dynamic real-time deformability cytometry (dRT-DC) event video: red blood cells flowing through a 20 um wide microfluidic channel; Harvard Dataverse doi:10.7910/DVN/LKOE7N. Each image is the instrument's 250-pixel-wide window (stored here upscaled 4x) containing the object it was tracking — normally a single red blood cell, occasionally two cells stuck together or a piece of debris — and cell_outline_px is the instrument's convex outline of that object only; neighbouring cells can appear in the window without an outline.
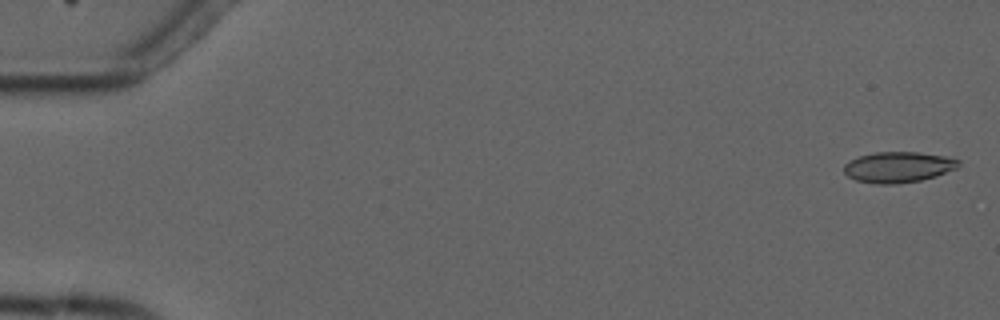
{"species": "common noctule bat (a hibernating species)", "species_latin": "Nyctalus noctula", "temperature_condition": "cold", "stored_images_in_passage": 7, "camera_frame_rate_fps": 3000, "um_per_image_px": 0.085, "animal": {"sex": "male", "forearm_length_mm": 52.5}, "frame": {"image": 1, "passage_image": 1, "time_ms": 0.0, "image_size_px": [1000, 320], "cell_outline_px": [[960, 164], [956, 168], [936, 176], [920, 180], [896, 184], [876, 184], [856, 180], [848, 176], [844, 172], [844, 164], [860, 156], [876, 152], [916, 152], [944, 156], [960, 160]], "centroid_in_image_um": [76.35, 14.21], "position_along_channel_um": 8.7, "area_um2": 20.35}}
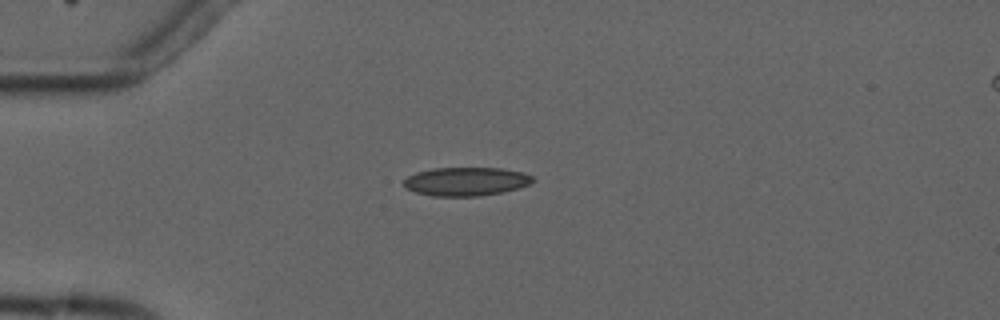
{"frame": {"image": 2, "passage_image": 4, "time_ms": 4.333, "image_size_px": [1000, 320], "cell_outline_px": [[536, 180], [528, 184], [516, 188], [500, 192], [480, 196], [432, 196], [416, 192], [408, 188], [404, 184], [404, 180], [408, 176], [416, 172], [432, 168], [500, 168], [524, 172], [532, 176]], "centroid_in_image_um": [39.61, 15.41], "position_along_channel_um": 45.4, "area_um2": 21.33}}
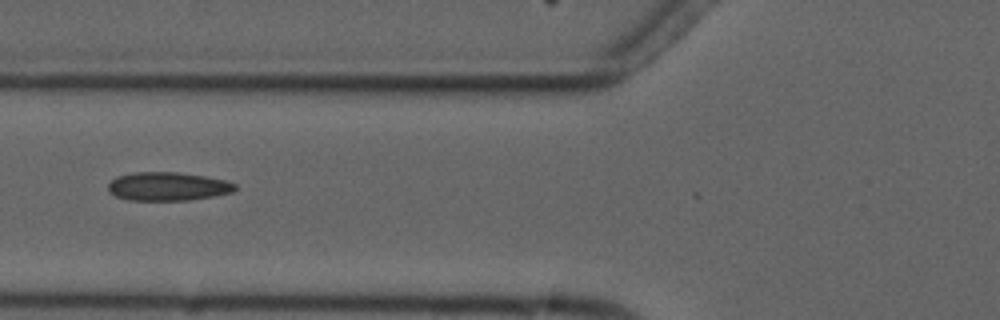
{"frame": {"image": 3, "passage_image": 6, "time_ms": 6.667, "image_size_px": [1000, 320], "cell_outline_px": [[236, 188], [232, 192], [212, 196], [188, 200], [128, 200], [116, 196], [108, 192], [108, 184], [116, 176], [132, 172], [176, 172], [204, 176], [224, 180], [236, 184]], "centroid_in_image_um": [14.21, 15.84], "position_along_channel_um": 111.6, "area_um2": 21.04}}